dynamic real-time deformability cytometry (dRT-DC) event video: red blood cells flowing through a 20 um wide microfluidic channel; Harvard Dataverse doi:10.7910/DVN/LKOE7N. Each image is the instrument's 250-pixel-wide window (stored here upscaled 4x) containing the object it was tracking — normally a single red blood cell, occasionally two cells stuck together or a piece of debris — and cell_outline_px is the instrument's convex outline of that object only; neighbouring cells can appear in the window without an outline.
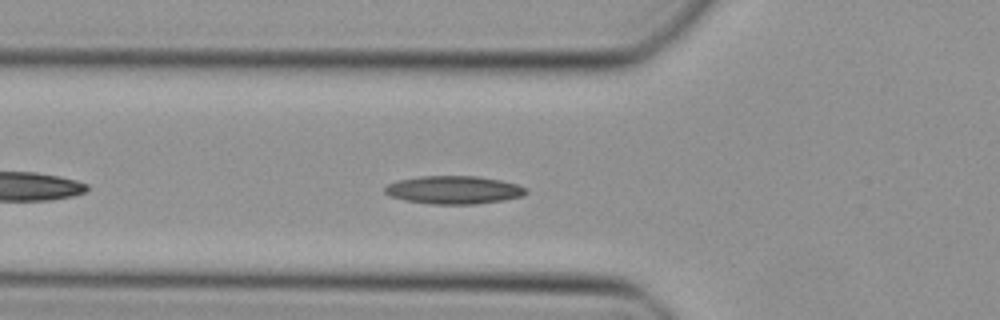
{"species": "Egyptian fruit bat (a non-hibernating species)", "species_latin": "Rousettus aegyptiacus", "temperature_condition": "cold", "stored_images_in_passage": 35, "camera_frame_rate_fps": 3000, "um_per_image_px": 0.085, "animal": {"sex": "female"}, "frame": {"image": 1, "passage_image": 6, "time_ms": 1.667, "image_size_px": [1000, 320], "cell_outline_px": [[528, 192], [524, 196], [504, 200], [476, 204], [432, 204], [404, 200], [388, 196], [384, 192], [384, 188], [388, 184], [400, 180], [420, 176], [480, 176], [500, 180], [516, 184], [528, 188]], "centroid_in_image_um": [38.59, 16.14], "position_along_channel_um": 87.2, "area_um2": 23.24}}
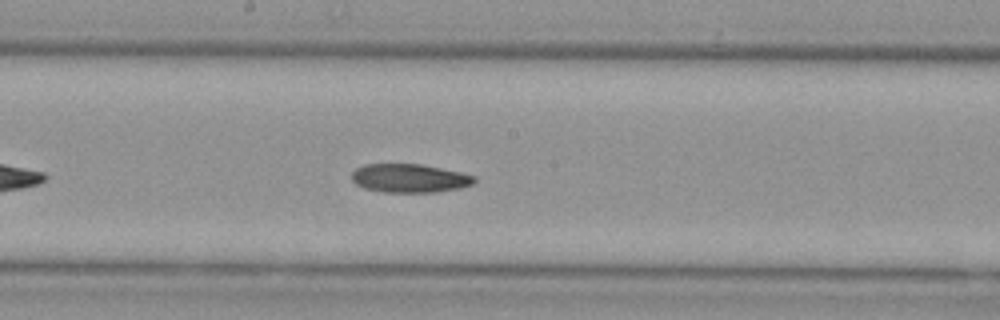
{"frame": {"image": 2, "passage_image": 15, "time_ms": 4.667, "image_size_px": [1000, 320], "cell_outline_px": [[476, 180], [472, 184], [460, 188], [436, 192], [384, 192], [364, 188], [356, 184], [352, 180], [352, 172], [356, 168], [364, 164], [420, 164], [460, 172], [476, 176]], "centroid_in_image_um": [34.8, 15.15], "position_along_channel_um": 213.4, "area_um2": 20.4}}
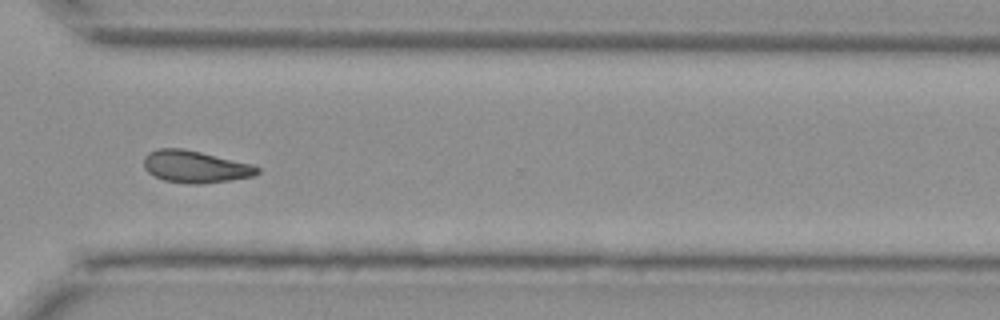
{"frame": {"image": 3, "passage_image": 25, "time_ms": 8.0, "image_size_px": [1000, 320], "cell_outline_px": [[260, 172], [252, 176], [232, 180], [200, 184], [192, 184], [164, 180], [152, 176], [144, 168], [144, 156], [148, 152], [156, 148], [180, 148], [200, 152], [252, 164], [260, 168]], "centroid_in_image_um": [16.57, 14.17], "position_along_channel_um": 354.0, "area_um2": 21.27}}